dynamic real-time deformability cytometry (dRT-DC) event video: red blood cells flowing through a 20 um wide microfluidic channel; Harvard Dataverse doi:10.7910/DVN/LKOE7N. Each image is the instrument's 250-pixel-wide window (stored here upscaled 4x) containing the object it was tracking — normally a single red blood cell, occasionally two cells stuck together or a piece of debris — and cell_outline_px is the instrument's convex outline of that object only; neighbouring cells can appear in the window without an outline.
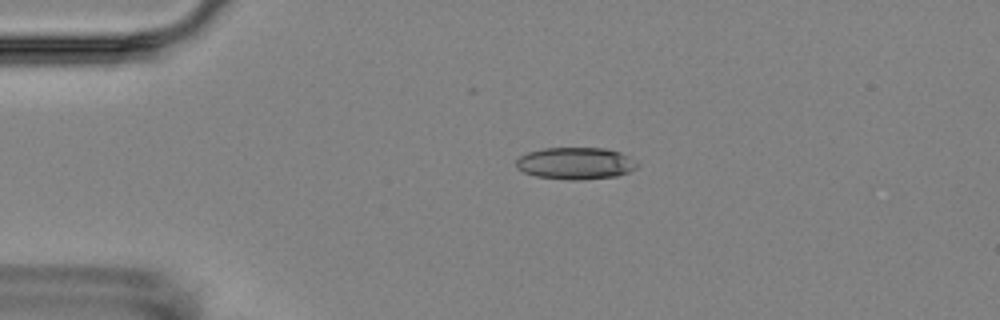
{"species": "Egyptian fruit bat (a non-hibernating species)", "species_latin": "Rousettus aegyptiacus", "temperature_condition": "room temperature", "stored_images_in_passage": 4, "camera_frame_rate_fps": 3000, "um_per_image_px": 0.085, "animal": {"sex": "female"}, "frame": {"image": 1, "passage_image": 3, "time_ms": 2.333, "image_size_px": [1000, 320], "cell_outline_px": [[640, 164], [636, 168], [628, 172], [616, 176], [580, 180], [568, 180], [536, 176], [524, 172], [516, 168], [516, 160], [520, 156], [528, 152], [544, 148], [604, 148], [620, 152], [628, 156]], "centroid_in_image_um": [48.92, 13.88], "position_along_channel_um": 36.1, "area_um2": 22.6}}